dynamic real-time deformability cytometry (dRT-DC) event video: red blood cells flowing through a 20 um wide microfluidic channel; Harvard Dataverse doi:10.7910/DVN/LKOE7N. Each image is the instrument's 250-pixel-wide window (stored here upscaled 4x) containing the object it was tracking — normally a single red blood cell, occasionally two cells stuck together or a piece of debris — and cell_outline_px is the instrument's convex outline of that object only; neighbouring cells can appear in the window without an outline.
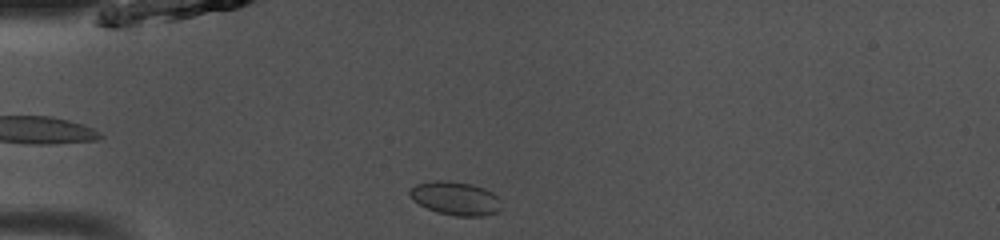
{"species": "common noctule bat (a hibernating species)", "species_latin": "Nyctalus noctula", "temperature_condition": "room temperature", "stored_images_in_passage": 38, "camera_frame_rate_fps": 3000, "um_per_image_px": 0.085, "animal": {"sex": "male", "body_mass_g": 13.0, "forearm_length_mm": 53.1}, "frame": {"image": 1, "passage_image": 2, "time_ms": 0.333, "image_size_px": [1000, 240], "cell_outline_px": [[500, 212], [484, 216], [456, 216], [436, 212], [420, 204], [408, 192], [416, 184], [436, 180], [448, 180], [472, 184], [484, 188], [492, 192], [500, 200]], "centroid_in_image_um": [38.76, 16.86], "position_along_channel_um": 46.2, "area_um2": 17.8}}
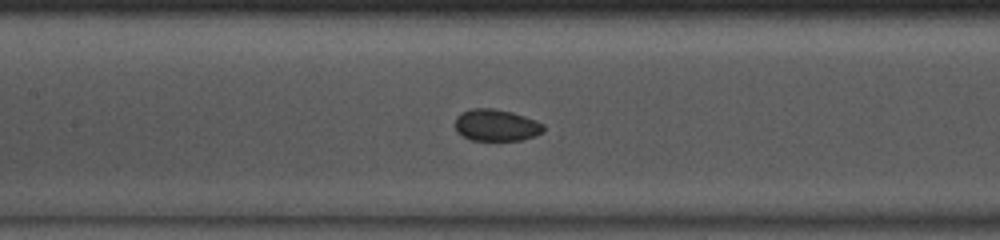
{"frame": {"image": 2, "passage_image": 12, "time_ms": 3.667, "image_size_px": [1000, 240], "cell_outline_px": [[544, 132], [536, 136], [520, 140], [472, 140], [456, 132], [456, 116], [460, 112], [472, 108], [492, 108], [512, 112], [536, 120], [544, 124]], "centroid_in_image_um": [42.19, 10.64], "position_along_channel_um": 165.2, "area_um2": 16.47}}
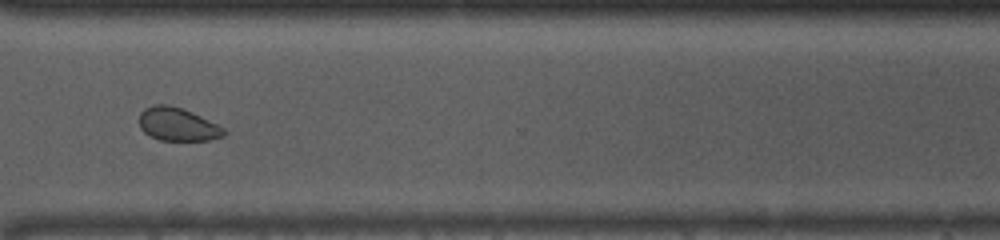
{"frame": {"image": 3, "passage_image": 26, "time_ms": 8.333, "image_size_px": [1000, 240], "cell_outline_px": [[224, 136], [208, 140], [160, 140], [144, 132], [140, 128], [140, 112], [144, 108], [156, 104], [168, 104], [192, 112], [224, 128]], "centroid_in_image_um": [15.07, 10.56], "position_along_channel_um": 355.5, "area_um2": 16.13}, "authors_computed_cell_mechanics": {"area_um2": 16.6753, "velocity_mm_per_s": 4.0905, "shape_relaxation_time_tau1_ms": null, "shape_relaxation_time_tau2_ms": 1.8321, "deformation_change_tau1": null, "deformation_change_tau2": 0.0403}}